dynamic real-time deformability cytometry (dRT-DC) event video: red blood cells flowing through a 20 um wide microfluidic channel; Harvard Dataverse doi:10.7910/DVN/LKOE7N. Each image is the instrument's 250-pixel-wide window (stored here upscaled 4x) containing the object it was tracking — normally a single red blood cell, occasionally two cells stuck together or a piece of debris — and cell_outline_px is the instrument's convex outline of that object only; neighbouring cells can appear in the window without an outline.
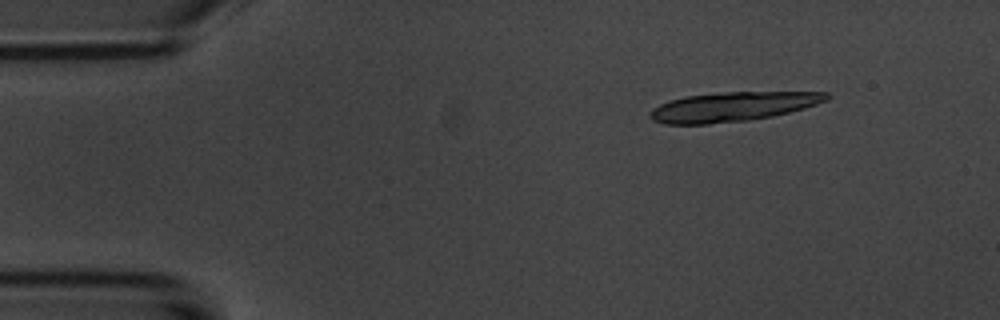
{"species": "common noctule bat (a hibernating species)", "species_latin": "Nyctalus noctula", "temperature_condition": "room temperature", "stored_images_in_passage": 9, "segment_of_instrument_passage": [1, 2], "camera_frame_rate_fps": 3000, "um_per_image_px": 0.085, "animal": {"sex": "male", "body_mass_g": 20.1, "forearm_length_mm": 53.5}, "frame": {"image": 1, "passage_image": 2, "time_ms": 2.0, "image_size_px": [1000, 320], "cell_outline_px": [[832, 96], [828, 100], [804, 108], [772, 116], [748, 120], [708, 124], [664, 124], [652, 120], [648, 116], [652, 108], [668, 100], [684, 96], [724, 92], [828, 92]], "centroid_in_image_um": [62.25, 9.06], "position_along_channel_um": 22.8, "area_um2": 30.29}}